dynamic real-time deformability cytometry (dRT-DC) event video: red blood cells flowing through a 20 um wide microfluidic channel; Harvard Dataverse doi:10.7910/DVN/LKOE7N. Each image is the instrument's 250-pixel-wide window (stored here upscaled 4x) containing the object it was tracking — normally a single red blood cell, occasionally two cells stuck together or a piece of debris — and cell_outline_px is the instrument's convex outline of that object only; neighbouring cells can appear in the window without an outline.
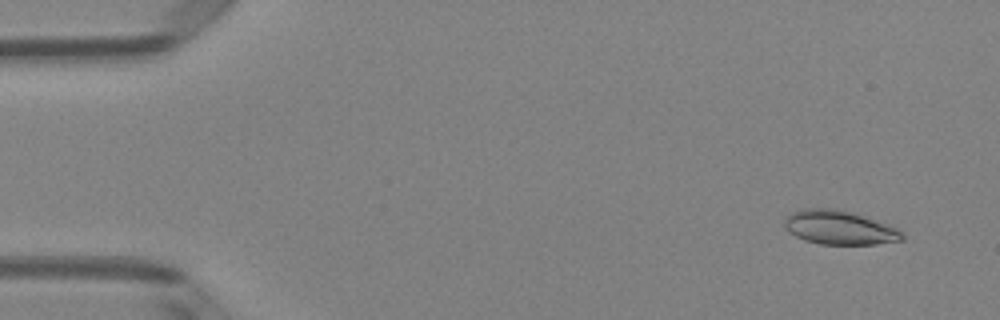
{"species": "Egyptian fruit bat (a non-hibernating species)", "species_latin": "Rousettus aegyptiacus", "temperature_condition": "room temperature", "stored_images_in_passage": 4, "camera_frame_rate_fps": 3000, "um_per_image_px": 0.085, "animal": {"sex": "female"}, "frame": {"image": 1, "passage_image": 1, "time_ms": 0.0, "image_size_px": [1000, 320], "cell_outline_px": [[904, 240], [876, 244], [820, 244], [804, 240], [788, 232], [784, 228], [784, 220], [792, 212], [804, 208], [832, 208], [852, 212], [892, 224], [904, 232]], "centroid_in_image_um": [71.4, 19.34], "position_along_channel_um": 13.6, "area_um2": 23.7}}
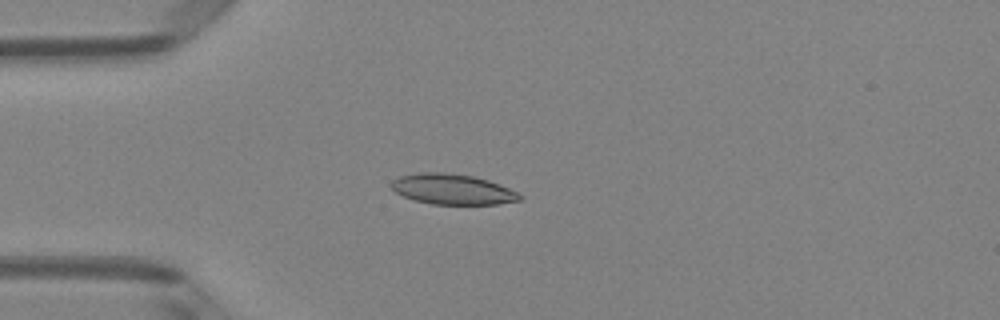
{"frame": {"image": 2, "passage_image": 4, "time_ms": 1.0, "image_size_px": [1000, 320], "cell_outline_px": [[524, 196], [520, 200], [496, 204], [432, 204], [416, 200], [404, 196], [396, 192], [392, 188], [392, 180], [400, 176], [420, 172], [444, 172], [472, 176], [488, 180], [500, 184]], "centroid_in_image_um": [38.47, 16.08], "position_along_channel_um": 46.5, "area_um2": 22.54}}